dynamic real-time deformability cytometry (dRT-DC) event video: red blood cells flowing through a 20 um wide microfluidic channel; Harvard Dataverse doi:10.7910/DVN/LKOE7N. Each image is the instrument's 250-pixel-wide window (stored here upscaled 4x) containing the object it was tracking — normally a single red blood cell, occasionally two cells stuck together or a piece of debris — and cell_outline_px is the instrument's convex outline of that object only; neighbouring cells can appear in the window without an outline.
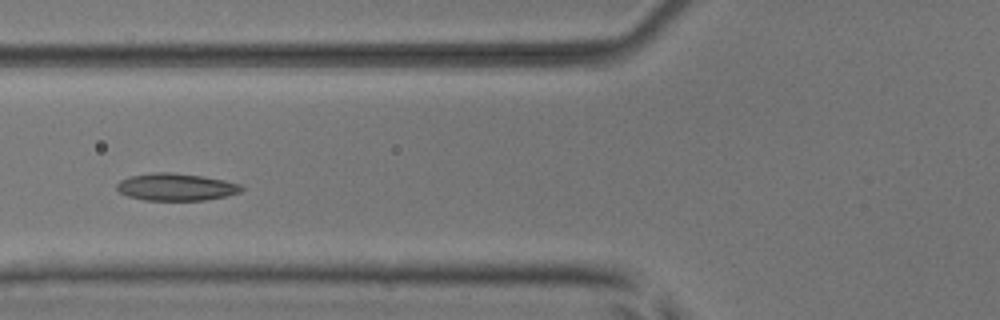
{"species": "common noctule bat (a hibernating species)", "species_latin": "Nyctalus noctula", "temperature_condition": "room temperature", "stored_images_in_passage": 2, "camera_frame_rate_fps": 3000, "um_per_image_px": 0.085, "animal": {"sex": "male", "body_mass_g": 17.9, "forearm_length_mm": 54.2}, "frame": {"image": 1, "passage_image": 2, "time_ms": 0.333, "image_size_px": [1000, 320], "cell_outline_px": [[244, 188], [240, 192], [224, 196], [204, 200], [144, 200], [128, 196], [120, 192], [116, 188], [116, 184], [120, 180], [132, 176], [152, 172], [172, 172], [204, 176], [244, 184]], "centroid_in_image_um": [14.98, 15.88], "position_along_channel_um": 110.8, "area_um2": 19.88}}